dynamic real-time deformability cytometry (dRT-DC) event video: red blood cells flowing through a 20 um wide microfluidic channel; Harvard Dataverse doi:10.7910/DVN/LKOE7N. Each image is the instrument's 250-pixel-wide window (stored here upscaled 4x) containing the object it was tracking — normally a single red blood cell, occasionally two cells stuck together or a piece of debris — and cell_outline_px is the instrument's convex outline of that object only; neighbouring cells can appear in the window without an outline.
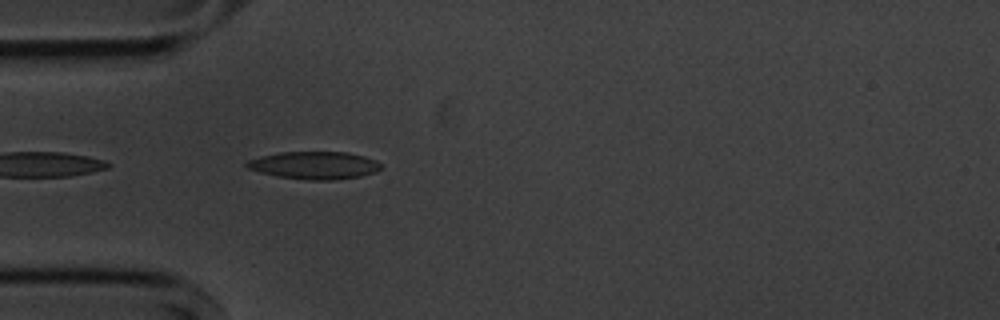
{"species": "common noctule bat (a hibernating species)", "species_latin": "Nyctalus noctula", "temperature_condition": "cold", "stored_images_in_passage": 6, "camera_frame_rate_fps": 3000, "um_per_image_px": 0.085, "animal": {"sex": "male", "body_mass_g": 20.1, "forearm_length_mm": 53.5}, "frame": {"image": 1, "passage_image": 2, "time_ms": 0.333, "image_size_px": [1000, 320], "cell_outline_px": [[384, 168], [376, 172], [360, 176], [332, 180], [308, 180], [276, 176], [260, 172], [248, 168], [244, 164], [248, 160], [260, 156], [280, 152], [348, 152], [364, 156], [376, 160], [384, 164]], "centroid_in_image_um": [26.77, 14.05], "position_along_channel_um": 58.2, "area_um2": 21.79}}